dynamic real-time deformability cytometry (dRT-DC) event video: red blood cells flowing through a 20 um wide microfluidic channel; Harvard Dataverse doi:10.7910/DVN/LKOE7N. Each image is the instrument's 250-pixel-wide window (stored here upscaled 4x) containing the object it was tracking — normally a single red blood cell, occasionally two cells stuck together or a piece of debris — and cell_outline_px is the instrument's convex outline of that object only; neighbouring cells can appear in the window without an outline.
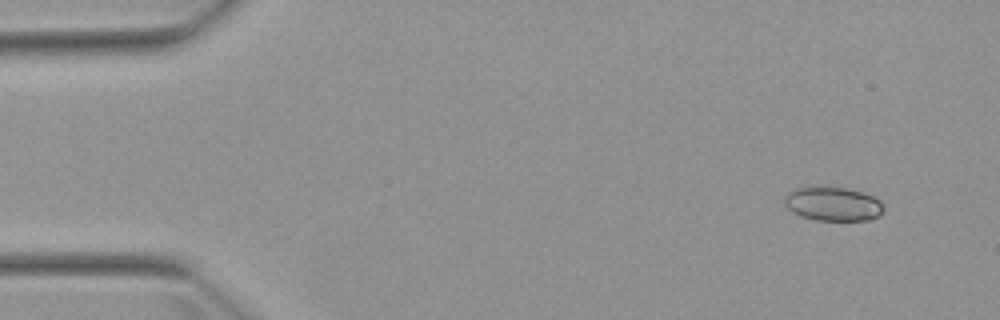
{"species": "Egyptian fruit bat (a non-hibernating species)", "species_latin": "Rousettus aegyptiacus", "temperature_condition": "warm", "stored_images_in_passage": 5, "camera_frame_rate_fps": 3000, "um_per_image_px": 0.085, "animal": {"sex": "female"}, "frame": {"image": 1, "passage_image": 2, "time_ms": 1.333, "image_size_px": [1000, 320], "cell_outline_px": [[884, 208], [880, 216], [868, 220], [816, 220], [800, 216], [792, 212], [784, 204], [784, 196], [788, 192], [796, 188], [812, 184], [820, 184], [848, 188], [872, 196], [880, 200], [884, 204]], "centroid_in_image_um": [70.76, 17.29], "position_along_channel_um": 14.2, "area_um2": 20.35}}
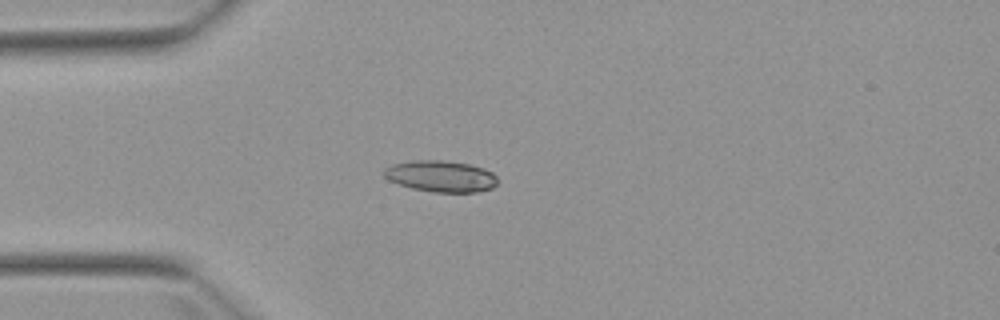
{"frame": {"image": 2, "passage_image": 5, "time_ms": 4.667, "image_size_px": [1000, 320], "cell_outline_px": [[496, 184], [492, 188], [476, 192], [432, 192], [412, 188], [388, 180], [384, 176], [384, 168], [392, 164], [416, 160], [440, 160], [468, 164], [484, 168], [492, 172], [496, 176]], "centroid_in_image_um": [37.46, 14.98], "position_along_channel_um": 47.5, "area_um2": 20.63}}